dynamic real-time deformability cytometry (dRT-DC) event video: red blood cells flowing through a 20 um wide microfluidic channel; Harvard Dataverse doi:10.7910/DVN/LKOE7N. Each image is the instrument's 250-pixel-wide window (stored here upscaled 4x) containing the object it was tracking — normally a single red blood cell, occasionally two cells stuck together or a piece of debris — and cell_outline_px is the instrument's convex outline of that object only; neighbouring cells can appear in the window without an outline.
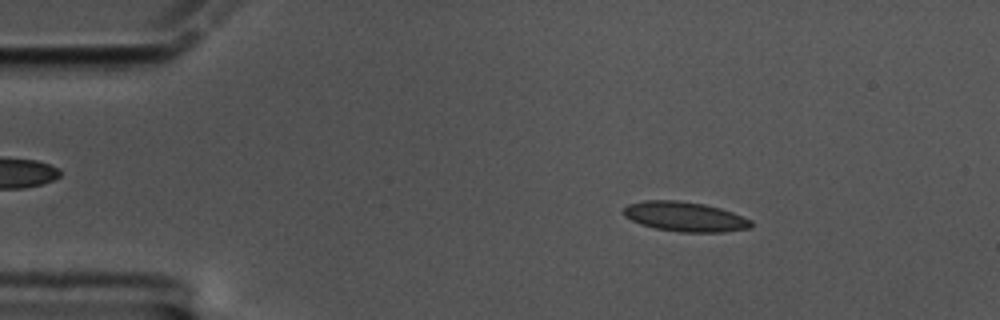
{"species": "common noctule bat (a hibernating species)", "species_latin": "Nyctalus noctula", "temperature_condition": "cold", "stored_images_in_passage": 59, "camera_frame_rate_fps": 3000, "um_per_image_px": 0.085, "animal": {"sex": "male", "body_mass_g": 17.5, "forearm_length_mm": 52.3}, "frame": {"image": 1, "passage_image": 9, "time_ms": 2.667, "image_size_px": [1000, 320], "cell_outline_px": [[752, 228], [724, 232], [680, 232], [656, 228], [640, 224], [624, 216], [620, 212], [628, 204], [644, 200], [676, 200], [704, 204], [720, 208], [732, 212], [752, 220]], "centroid_in_image_um": [58.21, 18.41], "position_along_channel_um": 26.8, "area_um2": 22.2}}
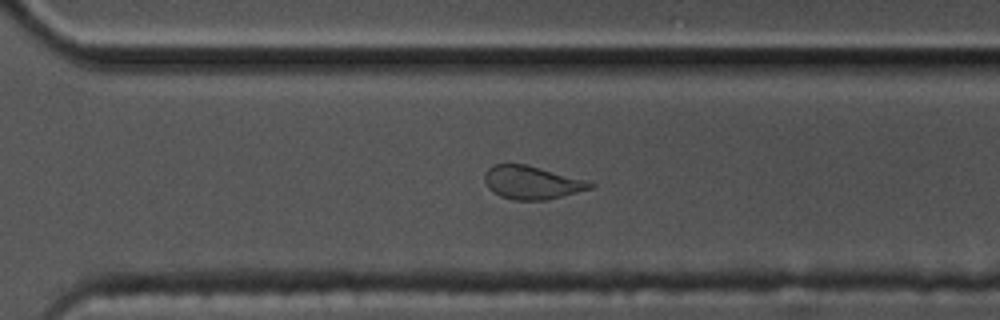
{"frame": {"image": 2, "passage_image": 41, "time_ms": 13.333, "image_size_px": [1000, 320], "cell_outline_px": [[596, 184], [592, 188], [548, 200], [512, 200], [500, 196], [492, 192], [488, 188], [484, 180], [484, 172], [488, 168], [496, 164], [528, 164], [592, 180]], "centroid_in_image_um": [45.26, 15.5], "position_along_channel_um": 325.3, "area_um2": 21.04}}
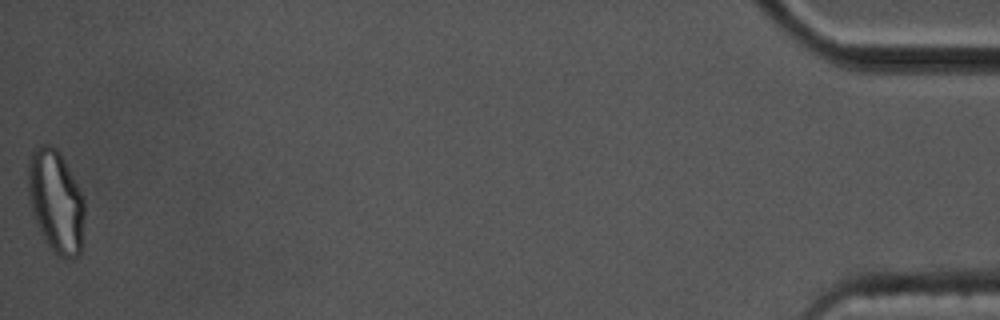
{"frame": {"image": 3, "passage_image": 59, "time_ms": 19.333, "image_size_px": [1000, 320], "cell_outline_px": [[84, 216], [80, 256], [72, 260], [68, 260], [60, 256], [44, 240], [40, 232], [32, 212], [28, 196], [28, 164], [32, 148], [40, 144], [52, 144], [60, 152], [84, 196]], "centroid_in_image_um": [4.75, 17.09], "position_along_channel_um": 430.5, "area_um2": 34.22}, "authors_computed_cell_mechanics": {"area_um2": 21.5594, "velocity_mm_per_s": 3.3658, "shape_relaxation_time_tau1_ms": null, "shape_relaxation_time_tau2_ms": 1.668, "deformation_change_tau1": null, "deformation_change_tau2": 0.0741}}